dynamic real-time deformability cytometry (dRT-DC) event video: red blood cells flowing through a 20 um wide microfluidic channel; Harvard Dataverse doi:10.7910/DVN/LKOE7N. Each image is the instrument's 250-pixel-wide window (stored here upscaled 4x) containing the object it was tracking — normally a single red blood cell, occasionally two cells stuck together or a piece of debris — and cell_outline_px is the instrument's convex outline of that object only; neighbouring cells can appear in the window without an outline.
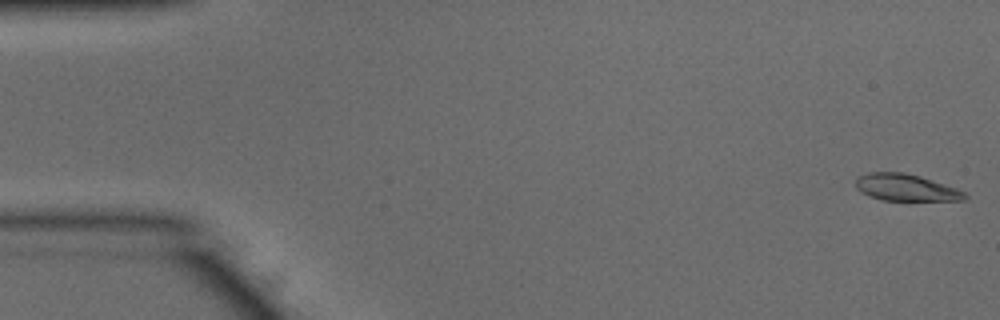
{"species": "common noctule bat (a hibernating species)", "species_latin": "Nyctalus noctula", "temperature_condition": "warm", "stored_images_in_passage": 52, "camera_frame_rate_fps": 3000, "um_per_image_px": 0.085, "animal": {"sex": "male", "body_mass_g": 15.6}, "frame": {"image": 1, "passage_image": 1, "time_ms": 0.0, "image_size_px": [1000, 320], "cell_outline_px": [[968, 196], [964, 200], [880, 200], [868, 196], [860, 192], [856, 188], [856, 176], [868, 172], [904, 172], [920, 176], [956, 188], [964, 192]], "centroid_in_image_um": [76.94, 15.93], "position_along_channel_um": 8.1, "area_um2": 17.11}}
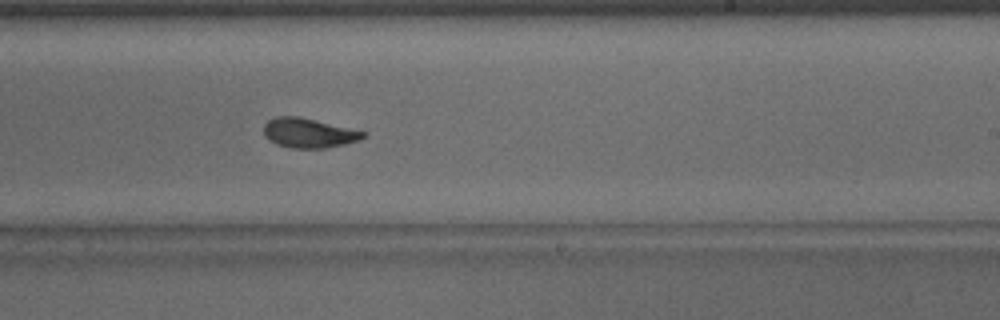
{"frame": {"image": 2, "passage_image": 31, "time_ms": 10.0, "image_size_px": [1000, 320], "cell_outline_px": [[368, 136], [360, 140], [328, 148], [292, 148], [276, 144], [264, 136], [264, 124], [268, 120], [276, 116], [296, 116], [368, 132]], "centroid_in_image_um": [26.26, 11.31], "position_along_channel_um": 262.7, "area_um2": 17.17}}
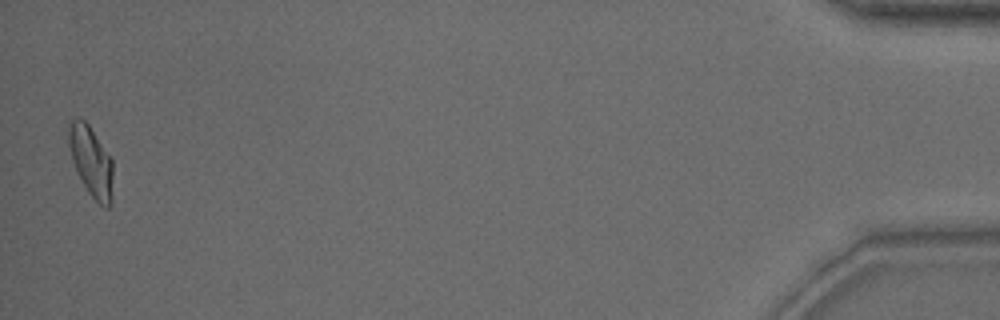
{"frame": {"image": 3, "passage_image": 51, "time_ms": 16.667, "image_size_px": [1000, 320], "cell_outline_px": [[112, 204], [108, 208], [104, 208], [88, 192], [72, 160], [68, 144], [68, 128], [72, 120], [84, 120], [88, 124], [112, 156]], "centroid_in_image_um": [7.78, 13.73], "position_along_channel_um": 427.4, "area_um2": 18.03}, "authors_computed_cell_mechanics": {"area_um2": 17.5712, "velocity_mm_per_s": 3.8725, "shape_relaxation_time_tau1_ms": 4.1237, "shape_relaxation_time_tau2_ms": 2.0862, "deformation_change_tau1": 0.1598, "deformation_change_tau2": 0.0744}}